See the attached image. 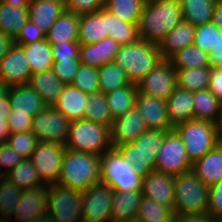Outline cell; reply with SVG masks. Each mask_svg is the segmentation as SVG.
<instances>
[{
  "instance_id": "1",
  "label": "cell",
  "mask_w": 222,
  "mask_h": 222,
  "mask_svg": "<svg viewBox=\"0 0 222 222\" xmlns=\"http://www.w3.org/2000/svg\"><path fill=\"white\" fill-rule=\"evenodd\" d=\"M182 20L179 0H147L138 23L139 38L160 45Z\"/></svg>"
},
{
  "instance_id": "2",
  "label": "cell",
  "mask_w": 222,
  "mask_h": 222,
  "mask_svg": "<svg viewBox=\"0 0 222 222\" xmlns=\"http://www.w3.org/2000/svg\"><path fill=\"white\" fill-rule=\"evenodd\" d=\"M100 181V156L66 148L56 183L84 192Z\"/></svg>"
},
{
  "instance_id": "3",
  "label": "cell",
  "mask_w": 222,
  "mask_h": 222,
  "mask_svg": "<svg viewBox=\"0 0 222 222\" xmlns=\"http://www.w3.org/2000/svg\"><path fill=\"white\" fill-rule=\"evenodd\" d=\"M161 60L159 45L139 39L136 43L121 45L114 62L125 70L129 81L137 85Z\"/></svg>"
},
{
  "instance_id": "4",
  "label": "cell",
  "mask_w": 222,
  "mask_h": 222,
  "mask_svg": "<svg viewBox=\"0 0 222 222\" xmlns=\"http://www.w3.org/2000/svg\"><path fill=\"white\" fill-rule=\"evenodd\" d=\"M209 187L192 171L175 176L173 213L178 216H208Z\"/></svg>"
},
{
  "instance_id": "5",
  "label": "cell",
  "mask_w": 222,
  "mask_h": 222,
  "mask_svg": "<svg viewBox=\"0 0 222 222\" xmlns=\"http://www.w3.org/2000/svg\"><path fill=\"white\" fill-rule=\"evenodd\" d=\"M100 170L101 181L114 191H142L143 176L133 169V165L115 147L100 156Z\"/></svg>"
},
{
  "instance_id": "6",
  "label": "cell",
  "mask_w": 222,
  "mask_h": 222,
  "mask_svg": "<svg viewBox=\"0 0 222 222\" xmlns=\"http://www.w3.org/2000/svg\"><path fill=\"white\" fill-rule=\"evenodd\" d=\"M65 147L101 156L112 147L110 128L84 118L72 121Z\"/></svg>"
},
{
  "instance_id": "7",
  "label": "cell",
  "mask_w": 222,
  "mask_h": 222,
  "mask_svg": "<svg viewBox=\"0 0 222 222\" xmlns=\"http://www.w3.org/2000/svg\"><path fill=\"white\" fill-rule=\"evenodd\" d=\"M168 131L148 129L134 142L116 148L142 176L154 170L158 151Z\"/></svg>"
},
{
  "instance_id": "8",
  "label": "cell",
  "mask_w": 222,
  "mask_h": 222,
  "mask_svg": "<svg viewBox=\"0 0 222 222\" xmlns=\"http://www.w3.org/2000/svg\"><path fill=\"white\" fill-rule=\"evenodd\" d=\"M174 130L183 141L192 163L202 158L221 141L215 123L210 121L192 119L175 125Z\"/></svg>"
},
{
  "instance_id": "9",
  "label": "cell",
  "mask_w": 222,
  "mask_h": 222,
  "mask_svg": "<svg viewBox=\"0 0 222 222\" xmlns=\"http://www.w3.org/2000/svg\"><path fill=\"white\" fill-rule=\"evenodd\" d=\"M47 214L54 222H82V192L59 183L49 184Z\"/></svg>"
},
{
  "instance_id": "10",
  "label": "cell",
  "mask_w": 222,
  "mask_h": 222,
  "mask_svg": "<svg viewBox=\"0 0 222 222\" xmlns=\"http://www.w3.org/2000/svg\"><path fill=\"white\" fill-rule=\"evenodd\" d=\"M191 168L192 162L180 136L175 130L168 131L158 151L154 170L177 176L190 172Z\"/></svg>"
},
{
  "instance_id": "11",
  "label": "cell",
  "mask_w": 222,
  "mask_h": 222,
  "mask_svg": "<svg viewBox=\"0 0 222 222\" xmlns=\"http://www.w3.org/2000/svg\"><path fill=\"white\" fill-rule=\"evenodd\" d=\"M70 123L71 121L55 107L46 106L33 116L31 131L35 134L38 142L49 141L65 145Z\"/></svg>"
},
{
  "instance_id": "12",
  "label": "cell",
  "mask_w": 222,
  "mask_h": 222,
  "mask_svg": "<svg viewBox=\"0 0 222 222\" xmlns=\"http://www.w3.org/2000/svg\"><path fill=\"white\" fill-rule=\"evenodd\" d=\"M113 189L102 181L82 192V222H112Z\"/></svg>"
},
{
  "instance_id": "13",
  "label": "cell",
  "mask_w": 222,
  "mask_h": 222,
  "mask_svg": "<svg viewBox=\"0 0 222 222\" xmlns=\"http://www.w3.org/2000/svg\"><path fill=\"white\" fill-rule=\"evenodd\" d=\"M65 150L64 144L40 141L30 155L29 160L47 185L57 182Z\"/></svg>"
},
{
  "instance_id": "14",
  "label": "cell",
  "mask_w": 222,
  "mask_h": 222,
  "mask_svg": "<svg viewBox=\"0 0 222 222\" xmlns=\"http://www.w3.org/2000/svg\"><path fill=\"white\" fill-rule=\"evenodd\" d=\"M176 87V70L168 59H162L137 84L138 91L165 101Z\"/></svg>"
},
{
  "instance_id": "15",
  "label": "cell",
  "mask_w": 222,
  "mask_h": 222,
  "mask_svg": "<svg viewBox=\"0 0 222 222\" xmlns=\"http://www.w3.org/2000/svg\"><path fill=\"white\" fill-rule=\"evenodd\" d=\"M48 211V185L23 190L15 209L7 222H31Z\"/></svg>"
},
{
  "instance_id": "16",
  "label": "cell",
  "mask_w": 222,
  "mask_h": 222,
  "mask_svg": "<svg viewBox=\"0 0 222 222\" xmlns=\"http://www.w3.org/2000/svg\"><path fill=\"white\" fill-rule=\"evenodd\" d=\"M142 195L174 210L175 176L152 170L143 176Z\"/></svg>"
},
{
  "instance_id": "17",
  "label": "cell",
  "mask_w": 222,
  "mask_h": 222,
  "mask_svg": "<svg viewBox=\"0 0 222 222\" xmlns=\"http://www.w3.org/2000/svg\"><path fill=\"white\" fill-rule=\"evenodd\" d=\"M32 71L24 50L14 44L0 61V80L8 85L28 84Z\"/></svg>"
},
{
  "instance_id": "18",
  "label": "cell",
  "mask_w": 222,
  "mask_h": 222,
  "mask_svg": "<svg viewBox=\"0 0 222 222\" xmlns=\"http://www.w3.org/2000/svg\"><path fill=\"white\" fill-rule=\"evenodd\" d=\"M143 115L135 106L124 115L113 120L111 132L112 147L134 142L140 135L147 131Z\"/></svg>"
},
{
  "instance_id": "19",
  "label": "cell",
  "mask_w": 222,
  "mask_h": 222,
  "mask_svg": "<svg viewBox=\"0 0 222 222\" xmlns=\"http://www.w3.org/2000/svg\"><path fill=\"white\" fill-rule=\"evenodd\" d=\"M136 107L143 115L148 129L174 130V126L168 117L165 100L138 91L136 95Z\"/></svg>"
},
{
  "instance_id": "20",
  "label": "cell",
  "mask_w": 222,
  "mask_h": 222,
  "mask_svg": "<svg viewBox=\"0 0 222 222\" xmlns=\"http://www.w3.org/2000/svg\"><path fill=\"white\" fill-rule=\"evenodd\" d=\"M120 46L112 37L104 38L93 44H80L79 60L81 64L101 68L105 64L114 62Z\"/></svg>"
},
{
  "instance_id": "21",
  "label": "cell",
  "mask_w": 222,
  "mask_h": 222,
  "mask_svg": "<svg viewBox=\"0 0 222 222\" xmlns=\"http://www.w3.org/2000/svg\"><path fill=\"white\" fill-rule=\"evenodd\" d=\"M8 99L12 112L28 114L31 117L46 107L44 100L29 84L10 86Z\"/></svg>"
},
{
  "instance_id": "22",
  "label": "cell",
  "mask_w": 222,
  "mask_h": 222,
  "mask_svg": "<svg viewBox=\"0 0 222 222\" xmlns=\"http://www.w3.org/2000/svg\"><path fill=\"white\" fill-rule=\"evenodd\" d=\"M191 171L208 187L222 180V140L202 158L192 163Z\"/></svg>"
},
{
  "instance_id": "23",
  "label": "cell",
  "mask_w": 222,
  "mask_h": 222,
  "mask_svg": "<svg viewBox=\"0 0 222 222\" xmlns=\"http://www.w3.org/2000/svg\"><path fill=\"white\" fill-rule=\"evenodd\" d=\"M108 36L107 9L104 7L93 13L80 15L79 36L80 44L100 42Z\"/></svg>"
},
{
  "instance_id": "24",
  "label": "cell",
  "mask_w": 222,
  "mask_h": 222,
  "mask_svg": "<svg viewBox=\"0 0 222 222\" xmlns=\"http://www.w3.org/2000/svg\"><path fill=\"white\" fill-rule=\"evenodd\" d=\"M65 10V3L52 0H29L28 3L29 20L45 34Z\"/></svg>"
},
{
  "instance_id": "25",
  "label": "cell",
  "mask_w": 222,
  "mask_h": 222,
  "mask_svg": "<svg viewBox=\"0 0 222 222\" xmlns=\"http://www.w3.org/2000/svg\"><path fill=\"white\" fill-rule=\"evenodd\" d=\"M87 97V93H84L72 84H67L54 107L71 122L81 120L84 118L87 108Z\"/></svg>"
},
{
  "instance_id": "26",
  "label": "cell",
  "mask_w": 222,
  "mask_h": 222,
  "mask_svg": "<svg viewBox=\"0 0 222 222\" xmlns=\"http://www.w3.org/2000/svg\"><path fill=\"white\" fill-rule=\"evenodd\" d=\"M79 23L80 15L66 9L50 27L45 38L51 45L78 41Z\"/></svg>"
},
{
  "instance_id": "27",
  "label": "cell",
  "mask_w": 222,
  "mask_h": 222,
  "mask_svg": "<svg viewBox=\"0 0 222 222\" xmlns=\"http://www.w3.org/2000/svg\"><path fill=\"white\" fill-rule=\"evenodd\" d=\"M28 84L44 100L45 105L49 107H54L57 104L59 96L66 85L58 79L51 69L42 73L32 74Z\"/></svg>"
},
{
  "instance_id": "28",
  "label": "cell",
  "mask_w": 222,
  "mask_h": 222,
  "mask_svg": "<svg viewBox=\"0 0 222 222\" xmlns=\"http://www.w3.org/2000/svg\"><path fill=\"white\" fill-rule=\"evenodd\" d=\"M196 27L182 20L159 45L162 59H169L176 52L193 45Z\"/></svg>"
},
{
  "instance_id": "29",
  "label": "cell",
  "mask_w": 222,
  "mask_h": 222,
  "mask_svg": "<svg viewBox=\"0 0 222 222\" xmlns=\"http://www.w3.org/2000/svg\"><path fill=\"white\" fill-rule=\"evenodd\" d=\"M167 111L173 126L194 119L193 92L179 86L167 98Z\"/></svg>"
},
{
  "instance_id": "30",
  "label": "cell",
  "mask_w": 222,
  "mask_h": 222,
  "mask_svg": "<svg viewBox=\"0 0 222 222\" xmlns=\"http://www.w3.org/2000/svg\"><path fill=\"white\" fill-rule=\"evenodd\" d=\"M142 198L141 191L123 192L113 190L111 221L127 222L135 220Z\"/></svg>"
},
{
  "instance_id": "31",
  "label": "cell",
  "mask_w": 222,
  "mask_h": 222,
  "mask_svg": "<svg viewBox=\"0 0 222 222\" xmlns=\"http://www.w3.org/2000/svg\"><path fill=\"white\" fill-rule=\"evenodd\" d=\"M25 52L32 74L50 70L53 64L51 44L46 40L19 45Z\"/></svg>"
},
{
  "instance_id": "32",
  "label": "cell",
  "mask_w": 222,
  "mask_h": 222,
  "mask_svg": "<svg viewBox=\"0 0 222 222\" xmlns=\"http://www.w3.org/2000/svg\"><path fill=\"white\" fill-rule=\"evenodd\" d=\"M182 17L193 26L211 22L217 0H179Z\"/></svg>"
},
{
  "instance_id": "33",
  "label": "cell",
  "mask_w": 222,
  "mask_h": 222,
  "mask_svg": "<svg viewBox=\"0 0 222 222\" xmlns=\"http://www.w3.org/2000/svg\"><path fill=\"white\" fill-rule=\"evenodd\" d=\"M29 19L28 7L0 3V30L15 39Z\"/></svg>"
},
{
  "instance_id": "34",
  "label": "cell",
  "mask_w": 222,
  "mask_h": 222,
  "mask_svg": "<svg viewBox=\"0 0 222 222\" xmlns=\"http://www.w3.org/2000/svg\"><path fill=\"white\" fill-rule=\"evenodd\" d=\"M136 84H128L122 88L106 93V99L113 119L120 117L136 106Z\"/></svg>"
},
{
  "instance_id": "35",
  "label": "cell",
  "mask_w": 222,
  "mask_h": 222,
  "mask_svg": "<svg viewBox=\"0 0 222 222\" xmlns=\"http://www.w3.org/2000/svg\"><path fill=\"white\" fill-rule=\"evenodd\" d=\"M19 189H35L47 185L29 159H24L6 175Z\"/></svg>"
},
{
  "instance_id": "36",
  "label": "cell",
  "mask_w": 222,
  "mask_h": 222,
  "mask_svg": "<svg viewBox=\"0 0 222 222\" xmlns=\"http://www.w3.org/2000/svg\"><path fill=\"white\" fill-rule=\"evenodd\" d=\"M194 119L215 123L221 102L209 89L193 92Z\"/></svg>"
},
{
  "instance_id": "37",
  "label": "cell",
  "mask_w": 222,
  "mask_h": 222,
  "mask_svg": "<svg viewBox=\"0 0 222 222\" xmlns=\"http://www.w3.org/2000/svg\"><path fill=\"white\" fill-rule=\"evenodd\" d=\"M86 106L84 119L108 126L111 129L114 119L107 103L106 94L101 91L88 94Z\"/></svg>"
},
{
  "instance_id": "38",
  "label": "cell",
  "mask_w": 222,
  "mask_h": 222,
  "mask_svg": "<svg viewBox=\"0 0 222 222\" xmlns=\"http://www.w3.org/2000/svg\"><path fill=\"white\" fill-rule=\"evenodd\" d=\"M211 67H199L176 70L177 86L196 92L209 87Z\"/></svg>"
},
{
  "instance_id": "39",
  "label": "cell",
  "mask_w": 222,
  "mask_h": 222,
  "mask_svg": "<svg viewBox=\"0 0 222 222\" xmlns=\"http://www.w3.org/2000/svg\"><path fill=\"white\" fill-rule=\"evenodd\" d=\"M175 70L209 67L208 53L195 45L185 47L168 59Z\"/></svg>"
},
{
  "instance_id": "40",
  "label": "cell",
  "mask_w": 222,
  "mask_h": 222,
  "mask_svg": "<svg viewBox=\"0 0 222 222\" xmlns=\"http://www.w3.org/2000/svg\"><path fill=\"white\" fill-rule=\"evenodd\" d=\"M98 80L100 91L104 94L132 84L125 70L115 62L105 64L101 68H98Z\"/></svg>"
},
{
  "instance_id": "41",
  "label": "cell",
  "mask_w": 222,
  "mask_h": 222,
  "mask_svg": "<svg viewBox=\"0 0 222 222\" xmlns=\"http://www.w3.org/2000/svg\"><path fill=\"white\" fill-rule=\"evenodd\" d=\"M108 36L114 38L120 45L136 43L139 38L138 25L121 20L107 10Z\"/></svg>"
},
{
  "instance_id": "42",
  "label": "cell",
  "mask_w": 222,
  "mask_h": 222,
  "mask_svg": "<svg viewBox=\"0 0 222 222\" xmlns=\"http://www.w3.org/2000/svg\"><path fill=\"white\" fill-rule=\"evenodd\" d=\"M147 0H109L104 8L121 20L138 25Z\"/></svg>"
},
{
  "instance_id": "43",
  "label": "cell",
  "mask_w": 222,
  "mask_h": 222,
  "mask_svg": "<svg viewBox=\"0 0 222 222\" xmlns=\"http://www.w3.org/2000/svg\"><path fill=\"white\" fill-rule=\"evenodd\" d=\"M22 191L6 176L0 178V222L10 219Z\"/></svg>"
},
{
  "instance_id": "44",
  "label": "cell",
  "mask_w": 222,
  "mask_h": 222,
  "mask_svg": "<svg viewBox=\"0 0 222 222\" xmlns=\"http://www.w3.org/2000/svg\"><path fill=\"white\" fill-rule=\"evenodd\" d=\"M173 214V211L167 206L143 197L135 220L138 222H163Z\"/></svg>"
},
{
  "instance_id": "45",
  "label": "cell",
  "mask_w": 222,
  "mask_h": 222,
  "mask_svg": "<svg viewBox=\"0 0 222 222\" xmlns=\"http://www.w3.org/2000/svg\"><path fill=\"white\" fill-rule=\"evenodd\" d=\"M71 84L87 94L99 92L98 68L80 64Z\"/></svg>"
},
{
  "instance_id": "46",
  "label": "cell",
  "mask_w": 222,
  "mask_h": 222,
  "mask_svg": "<svg viewBox=\"0 0 222 222\" xmlns=\"http://www.w3.org/2000/svg\"><path fill=\"white\" fill-rule=\"evenodd\" d=\"M37 143L38 140L32 131L11 133L6 142V144L25 159H29L30 155L35 150Z\"/></svg>"
},
{
  "instance_id": "47",
  "label": "cell",
  "mask_w": 222,
  "mask_h": 222,
  "mask_svg": "<svg viewBox=\"0 0 222 222\" xmlns=\"http://www.w3.org/2000/svg\"><path fill=\"white\" fill-rule=\"evenodd\" d=\"M217 41V25L212 21L196 26L193 45L209 53Z\"/></svg>"
},
{
  "instance_id": "48",
  "label": "cell",
  "mask_w": 222,
  "mask_h": 222,
  "mask_svg": "<svg viewBox=\"0 0 222 222\" xmlns=\"http://www.w3.org/2000/svg\"><path fill=\"white\" fill-rule=\"evenodd\" d=\"M80 60H58L53 61L51 70L64 84H71L78 69Z\"/></svg>"
},
{
  "instance_id": "49",
  "label": "cell",
  "mask_w": 222,
  "mask_h": 222,
  "mask_svg": "<svg viewBox=\"0 0 222 222\" xmlns=\"http://www.w3.org/2000/svg\"><path fill=\"white\" fill-rule=\"evenodd\" d=\"M208 217L222 222V180L209 187Z\"/></svg>"
},
{
  "instance_id": "50",
  "label": "cell",
  "mask_w": 222,
  "mask_h": 222,
  "mask_svg": "<svg viewBox=\"0 0 222 222\" xmlns=\"http://www.w3.org/2000/svg\"><path fill=\"white\" fill-rule=\"evenodd\" d=\"M24 159L8 144L0 143V173L2 176L6 175Z\"/></svg>"
},
{
  "instance_id": "51",
  "label": "cell",
  "mask_w": 222,
  "mask_h": 222,
  "mask_svg": "<svg viewBox=\"0 0 222 222\" xmlns=\"http://www.w3.org/2000/svg\"><path fill=\"white\" fill-rule=\"evenodd\" d=\"M44 39L45 33L28 19L14 41L16 45H25Z\"/></svg>"
},
{
  "instance_id": "52",
  "label": "cell",
  "mask_w": 222,
  "mask_h": 222,
  "mask_svg": "<svg viewBox=\"0 0 222 222\" xmlns=\"http://www.w3.org/2000/svg\"><path fill=\"white\" fill-rule=\"evenodd\" d=\"M79 41L63 42L62 44L51 45L53 61L58 60H79Z\"/></svg>"
},
{
  "instance_id": "53",
  "label": "cell",
  "mask_w": 222,
  "mask_h": 222,
  "mask_svg": "<svg viewBox=\"0 0 222 222\" xmlns=\"http://www.w3.org/2000/svg\"><path fill=\"white\" fill-rule=\"evenodd\" d=\"M104 5L100 0H68L66 9L75 14L93 13L102 9Z\"/></svg>"
},
{
  "instance_id": "54",
  "label": "cell",
  "mask_w": 222,
  "mask_h": 222,
  "mask_svg": "<svg viewBox=\"0 0 222 222\" xmlns=\"http://www.w3.org/2000/svg\"><path fill=\"white\" fill-rule=\"evenodd\" d=\"M33 117L28 114L11 112L8 117V125L11 133L30 132Z\"/></svg>"
},
{
  "instance_id": "55",
  "label": "cell",
  "mask_w": 222,
  "mask_h": 222,
  "mask_svg": "<svg viewBox=\"0 0 222 222\" xmlns=\"http://www.w3.org/2000/svg\"><path fill=\"white\" fill-rule=\"evenodd\" d=\"M209 67H222V30L217 26V41L215 47L208 53Z\"/></svg>"
},
{
  "instance_id": "56",
  "label": "cell",
  "mask_w": 222,
  "mask_h": 222,
  "mask_svg": "<svg viewBox=\"0 0 222 222\" xmlns=\"http://www.w3.org/2000/svg\"><path fill=\"white\" fill-rule=\"evenodd\" d=\"M208 89L222 102V67L211 68Z\"/></svg>"
},
{
  "instance_id": "57",
  "label": "cell",
  "mask_w": 222,
  "mask_h": 222,
  "mask_svg": "<svg viewBox=\"0 0 222 222\" xmlns=\"http://www.w3.org/2000/svg\"><path fill=\"white\" fill-rule=\"evenodd\" d=\"M15 41L8 35H5L0 30V61L9 52V50L14 46Z\"/></svg>"
},
{
  "instance_id": "58",
  "label": "cell",
  "mask_w": 222,
  "mask_h": 222,
  "mask_svg": "<svg viewBox=\"0 0 222 222\" xmlns=\"http://www.w3.org/2000/svg\"><path fill=\"white\" fill-rule=\"evenodd\" d=\"M10 135L8 118H0V143H6Z\"/></svg>"
},
{
  "instance_id": "59",
  "label": "cell",
  "mask_w": 222,
  "mask_h": 222,
  "mask_svg": "<svg viewBox=\"0 0 222 222\" xmlns=\"http://www.w3.org/2000/svg\"><path fill=\"white\" fill-rule=\"evenodd\" d=\"M212 22L222 30V0H218L216 3Z\"/></svg>"
},
{
  "instance_id": "60",
  "label": "cell",
  "mask_w": 222,
  "mask_h": 222,
  "mask_svg": "<svg viewBox=\"0 0 222 222\" xmlns=\"http://www.w3.org/2000/svg\"><path fill=\"white\" fill-rule=\"evenodd\" d=\"M178 222H219L208 216H178Z\"/></svg>"
},
{
  "instance_id": "61",
  "label": "cell",
  "mask_w": 222,
  "mask_h": 222,
  "mask_svg": "<svg viewBox=\"0 0 222 222\" xmlns=\"http://www.w3.org/2000/svg\"><path fill=\"white\" fill-rule=\"evenodd\" d=\"M9 88L10 86L0 80V106H6V96L8 95Z\"/></svg>"
},
{
  "instance_id": "62",
  "label": "cell",
  "mask_w": 222,
  "mask_h": 222,
  "mask_svg": "<svg viewBox=\"0 0 222 222\" xmlns=\"http://www.w3.org/2000/svg\"><path fill=\"white\" fill-rule=\"evenodd\" d=\"M11 112H12L11 104L9 102L8 95H7L6 106H0V118H8Z\"/></svg>"
},
{
  "instance_id": "63",
  "label": "cell",
  "mask_w": 222,
  "mask_h": 222,
  "mask_svg": "<svg viewBox=\"0 0 222 222\" xmlns=\"http://www.w3.org/2000/svg\"><path fill=\"white\" fill-rule=\"evenodd\" d=\"M215 127L219 138L222 140V102L220 105L217 120L215 121Z\"/></svg>"
},
{
  "instance_id": "64",
  "label": "cell",
  "mask_w": 222,
  "mask_h": 222,
  "mask_svg": "<svg viewBox=\"0 0 222 222\" xmlns=\"http://www.w3.org/2000/svg\"><path fill=\"white\" fill-rule=\"evenodd\" d=\"M1 4H11L16 7H28L29 0H0Z\"/></svg>"
},
{
  "instance_id": "65",
  "label": "cell",
  "mask_w": 222,
  "mask_h": 222,
  "mask_svg": "<svg viewBox=\"0 0 222 222\" xmlns=\"http://www.w3.org/2000/svg\"><path fill=\"white\" fill-rule=\"evenodd\" d=\"M31 222H54V221L50 218L48 214H45L44 216L39 217Z\"/></svg>"
},
{
  "instance_id": "66",
  "label": "cell",
  "mask_w": 222,
  "mask_h": 222,
  "mask_svg": "<svg viewBox=\"0 0 222 222\" xmlns=\"http://www.w3.org/2000/svg\"><path fill=\"white\" fill-rule=\"evenodd\" d=\"M163 222H178V215L177 214H173L172 216H170L168 219H166Z\"/></svg>"
},
{
  "instance_id": "67",
  "label": "cell",
  "mask_w": 222,
  "mask_h": 222,
  "mask_svg": "<svg viewBox=\"0 0 222 222\" xmlns=\"http://www.w3.org/2000/svg\"><path fill=\"white\" fill-rule=\"evenodd\" d=\"M52 1L62 2V3H65V4H67V2H68V0H52Z\"/></svg>"
},
{
  "instance_id": "68",
  "label": "cell",
  "mask_w": 222,
  "mask_h": 222,
  "mask_svg": "<svg viewBox=\"0 0 222 222\" xmlns=\"http://www.w3.org/2000/svg\"><path fill=\"white\" fill-rule=\"evenodd\" d=\"M109 0H100V2L105 5Z\"/></svg>"
}]
</instances>
